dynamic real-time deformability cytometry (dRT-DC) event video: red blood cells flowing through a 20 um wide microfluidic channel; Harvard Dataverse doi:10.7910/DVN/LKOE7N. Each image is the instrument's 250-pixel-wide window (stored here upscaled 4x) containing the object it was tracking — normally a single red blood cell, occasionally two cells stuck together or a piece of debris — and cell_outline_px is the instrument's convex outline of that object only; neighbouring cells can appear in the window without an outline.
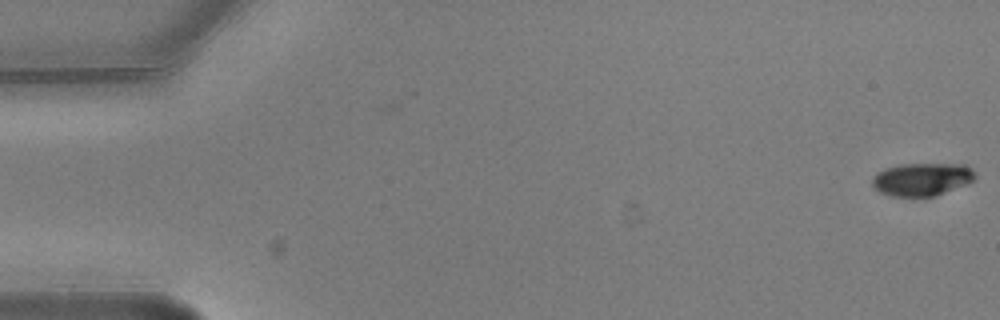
{"species": "common noctule bat (a hibernating species)", "species_latin": "Nyctalus noctula", "temperature_condition": "warm", "stored_images_in_passage": 2, "camera_frame_rate_fps": 3000, "um_per_image_px": 0.085, "animal": {"sex": "male", "body_mass_g": 20.5, "forearm_length_mm": 52.5}, "frame": {"image": 1, "passage_image": 2, "time_ms": 0.333, "image_size_px": [1000, 320], "cell_outline_px": [[976, 176], [968, 184], [936, 196], [892, 196], [880, 192], [872, 184], [872, 176], [876, 172], [884, 168], [900, 164], [964, 164], [972, 168]], "centroid_in_image_um": [78.37, 15.23], "position_along_channel_um": 6.6, "area_um2": 19.88}}